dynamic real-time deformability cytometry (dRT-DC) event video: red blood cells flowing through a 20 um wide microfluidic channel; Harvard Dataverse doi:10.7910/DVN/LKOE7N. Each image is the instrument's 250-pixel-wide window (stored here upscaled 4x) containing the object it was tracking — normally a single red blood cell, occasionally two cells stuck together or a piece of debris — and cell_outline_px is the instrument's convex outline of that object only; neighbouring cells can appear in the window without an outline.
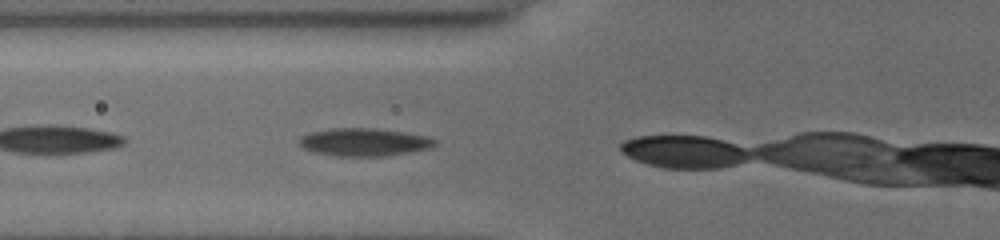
{"species": "common noctule bat (a hibernating species)", "species_latin": "Nyctalus noctula", "temperature_condition": "cold", "stored_images_in_passage": 5, "camera_frame_rate_fps": 3000, "um_per_image_px": 0.085, "animal": {"sex": "female", "body_mass_g": 19.5, "forearm_length_mm": 54.1}, "frame": {"image": 1, "passage_image": 4, "time_ms": 0.667, "image_size_px": [1000, 240], "cell_outline_px": [[436, 144], [432, 148], [388, 156], [336, 156], [312, 152], [300, 148], [296, 144], [296, 140], [300, 136], [312, 132], [332, 128], [372, 128], [428, 136], [436, 140]], "centroid_in_image_um": [30.88, 12.09], "position_along_channel_um": 94.9, "area_um2": 22.31}}